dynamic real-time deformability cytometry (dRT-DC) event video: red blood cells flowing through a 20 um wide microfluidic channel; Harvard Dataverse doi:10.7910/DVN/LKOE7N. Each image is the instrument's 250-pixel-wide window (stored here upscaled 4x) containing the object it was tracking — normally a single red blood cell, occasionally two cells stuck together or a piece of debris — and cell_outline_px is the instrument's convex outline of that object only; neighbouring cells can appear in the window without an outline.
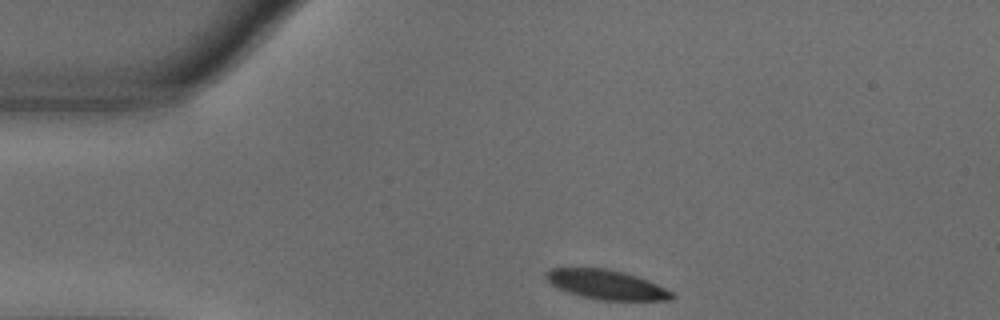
{"species": "common noctule bat (a hibernating species)", "species_latin": "Nyctalus noctula", "temperature_condition": "warm", "stored_images_in_passage": 45, "camera_frame_rate_fps": 3000, "um_per_image_px": 0.085, "animal": {"sex": "male", "body_mass_g": 18.8}, "frame": {"image": 1, "passage_image": 1, "time_ms": 0.0, "image_size_px": [1000, 320], "cell_outline_px": [[676, 296], [672, 300], [600, 300], [568, 292], [556, 288], [544, 276], [544, 272], [552, 268], [604, 268], [624, 272], [648, 280], [672, 292]], "centroid_in_image_um": [51.53, 24.19], "position_along_channel_um": 33.5, "area_um2": 21.44}}
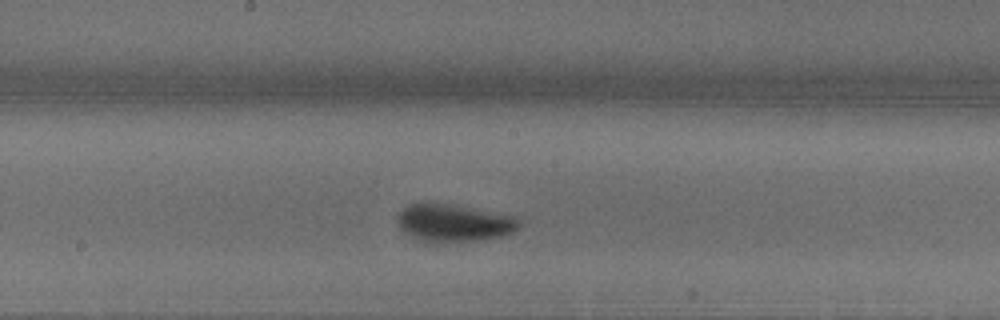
{"frame": {"image": 2, "passage_image": 19, "time_ms": 6.0, "image_size_px": [1000, 320], "cell_outline_px": [[520, 224], [512, 232], [500, 236], [484, 240], [440, 244], [420, 240], [404, 232], [400, 228], [396, 220], [396, 216], [408, 204], [456, 204], [520, 216]], "centroid_in_image_um": [38.62, 18.96], "position_along_channel_um": 209.6, "area_um2": 27.22}}
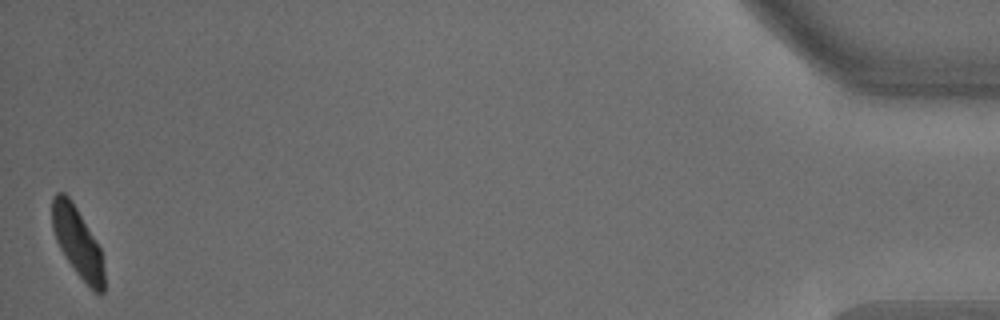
{"frame": {"image": 3, "passage_image": 45, "time_ms": 14.667, "image_size_px": [1000, 320], "cell_outline_px": [[104, 292], [100, 296], [92, 292], [76, 272], [60, 248], [56, 240], [52, 228], [52, 196], [56, 192], [64, 192], [72, 200], [100, 248], [104, 268]], "centroid_in_image_um": [6.6, 20.61], "position_along_channel_um": 428.6, "area_um2": 21.15}, "authors_computed_cell_mechanics": {"area_um2": 23.987, "velocity_mm_per_s": 3.6075, "shape_relaxation_time_tau1_ms": 3.315, "shape_relaxation_time_tau2_ms": null, "deformation_change_tau1": 0.1561, "deformation_change_tau2": null}}